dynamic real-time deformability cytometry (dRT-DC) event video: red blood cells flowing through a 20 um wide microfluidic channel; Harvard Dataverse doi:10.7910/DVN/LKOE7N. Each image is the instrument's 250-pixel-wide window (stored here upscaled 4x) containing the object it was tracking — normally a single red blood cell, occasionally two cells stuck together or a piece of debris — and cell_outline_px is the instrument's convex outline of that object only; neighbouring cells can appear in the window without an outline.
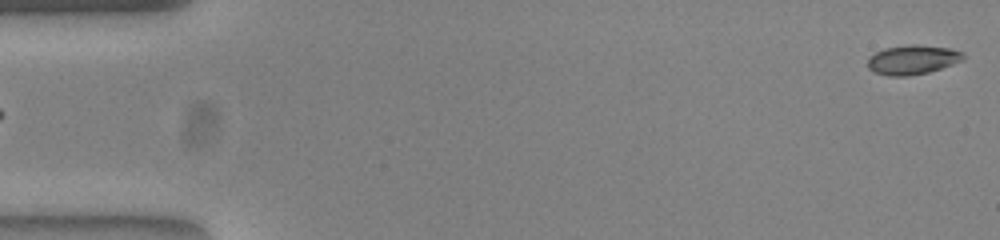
{"species": "common noctule bat (a hibernating species)", "species_latin": "Nyctalus noctula", "temperature_condition": "warm", "stored_images_in_passage": 7, "camera_frame_rate_fps": 3000, "um_per_image_px": 0.085, "animal": {"sex": "female", "body_mass_g": 23.0, "forearm_length_mm": 53.4}, "frame": {"image": 1, "passage_image": 1, "time_ms": 0.0, "image_size_px": [1000, 240], "cell_outline_px": [[964, 60], [928, 72], [908, 76], [888, 76], [876, 72], [868, 68], [868, 60], [876, 52], [884, 48], [908, 44], [916, 44], [948, 48], [964, 52]], "centroid_in_image_um": [77.58, 5.07], "position_along_channel_um": 7.4, "area_um2": 16.24}}